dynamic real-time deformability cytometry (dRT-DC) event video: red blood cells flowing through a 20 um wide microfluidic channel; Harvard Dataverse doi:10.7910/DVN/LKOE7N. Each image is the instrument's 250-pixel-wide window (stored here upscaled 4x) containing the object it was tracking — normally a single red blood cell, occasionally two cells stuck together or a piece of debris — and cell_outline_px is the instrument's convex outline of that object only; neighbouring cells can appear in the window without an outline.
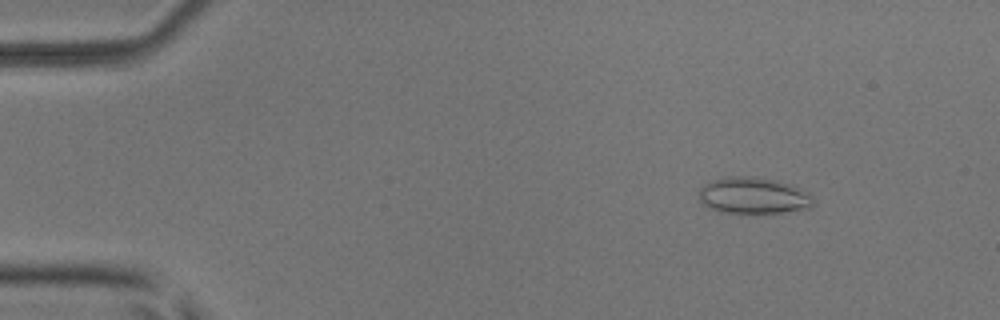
{"species": "common noctule bat (a hibernating species)", "species_latin": "Nyctalus noctula", "temperature_condition": "room temperature", "stored_images_in_passage": 9, "camera_frame_rate_fps": 3000, "um_per_image_px": 0.085, "animal": {"sex": "male", "body_mass_g": 17.9, "forearm_length_mm": 54.2}, "frame": {"image": 1, "passage_image": 2, "time_ms": 0.333, "image_size_px": [1000, 320], "cell_outline_px": [[816, 204], [808, 208], [756, 216], [752, 216], [720, 212], [704, 204], [700, 200], [700, 188], [704, 184], [728, 176], [756, 176], [776, 180], [792, 184], [808, 192], [812, 196]], "centroid_in_image_um": [64.09, 16.66], "position_along_channel_um": 20.9, "area_um2": 25.09}}
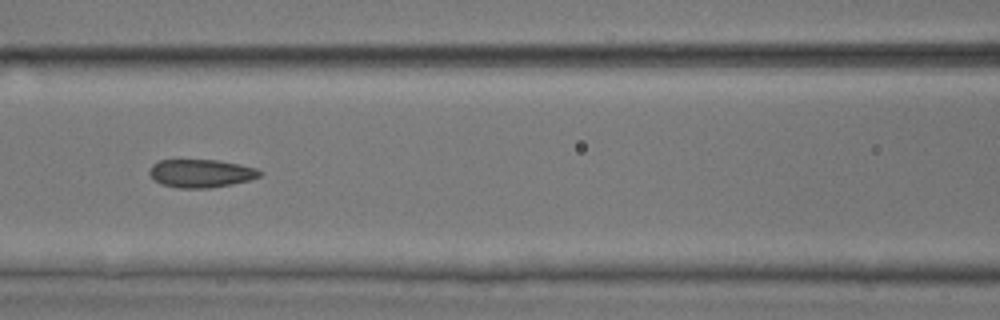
{"frame": {"image": 2, "passage_image": 7, "time_ms": 2.0, "image_size_px": [1000, 320], "cell_outline_px": [[264, 172], [260, 176], [248, 180], [232, 184], [208, 188], [176, 188], [160, 184], [152, 180], [148, 172], [152, 164], [160, 160], [216, 160], [240, 164], [256, 168]], "centroid_in_image_um": [17.05, 14.74], "position_along_channel_um": 149.6, "area_um2": 18.26}}
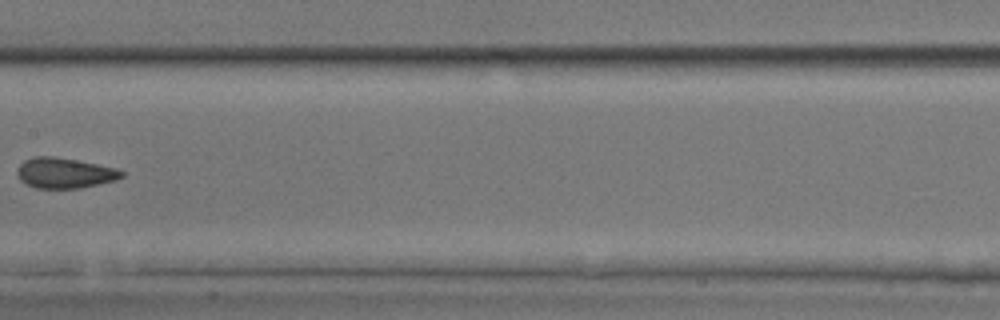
{"frame": {"image": 3, "passage_image": 8, "time_ms": 2.333, "image_size_px": [1000, 320], "cell_outline_px": [[124, 176], [116, 180], [80, 188], [36, 188], [20, 180], [16, 172], [20, 164], [24, 160], [36, 156], [52, 156], [76, 160], [116, 168], [124, 172]], "centroid_in_image_um": [5.49, 14.7], "position_along_channel_um": 201.9, "area_um2": 18.38}}